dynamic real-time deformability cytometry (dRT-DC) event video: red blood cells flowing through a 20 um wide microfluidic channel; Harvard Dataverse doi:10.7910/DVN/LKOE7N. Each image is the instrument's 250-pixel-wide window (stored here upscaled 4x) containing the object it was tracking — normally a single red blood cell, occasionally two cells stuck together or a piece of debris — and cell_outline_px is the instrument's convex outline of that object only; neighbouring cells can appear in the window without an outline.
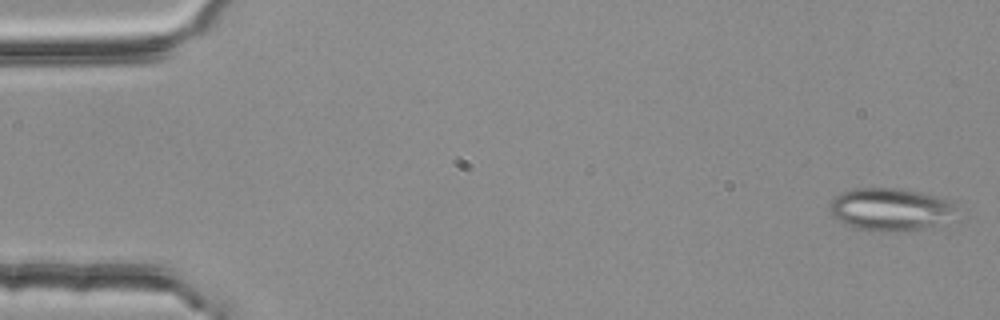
{"species": "common noctule bat (a hibernating species)", "species_latin": "Nyctalus noctula", "temperature_condition": "room temperature", "stored_images_in_passage": 4, "camera_frame_rate_fps": 3000, "um_per_image_px": 0.085, "animal": {"sex": "female", "body_mass_g": 25.1}, "frame": {"image": 1, "passage_image": 1, "time_ms": 0.0, "image_size_px": [1000, 320], "cell_outline_px": [[952, 212], [920, 228], [896, 232], [880, 232], [852, 228], [836, 220], [832, 216], [828, 208], [828, 204], [840, 192], [852, 188], [896, 188], [920, 192], [952, 200]], "centroid_in_image_um": [75.45, 17.77], "position_along_channel_um": 9.6, "area_um2": 30.75}}